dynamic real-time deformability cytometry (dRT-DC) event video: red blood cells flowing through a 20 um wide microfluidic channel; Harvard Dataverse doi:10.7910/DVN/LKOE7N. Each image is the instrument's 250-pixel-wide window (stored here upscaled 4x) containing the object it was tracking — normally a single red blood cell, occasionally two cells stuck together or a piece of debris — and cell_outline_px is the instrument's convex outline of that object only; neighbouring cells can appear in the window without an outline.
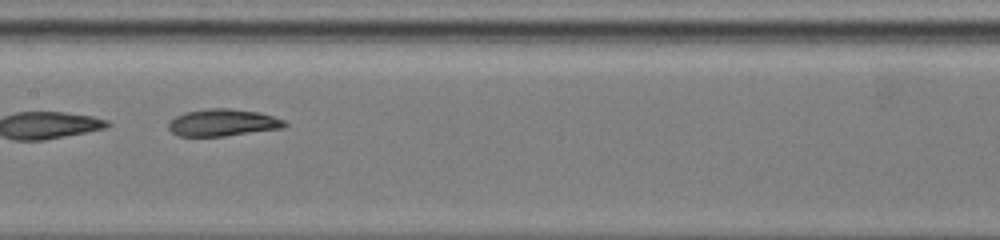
{"species": "common noctule bat (a hibernating species)", "species_latin": "Nyctalus noctula", "temperature_condition": "warm", "stored_images_in_passage": 15, "camera_frame_rate_fps": 3000, "um_per_image_px": 0.085, "animal": {"sex": "female", "body_mass_g": 19.5, "forearm_length_mm": 54.1}, "frame": {"image": 1, "passage_image": 7, "time_ms": 5.333, "image_size_px": [1000, 240], "cell_outline_px": [[288, 124], [284, 128], [224, 136], [180, 136], [172, 132], [168, 128], [168, 120], [184, 112], [208, 108], [228, 108], [256, 112], [272, 116], [284, 120]], "centroid_in_image_um": [18.91, 10.42], "position_along_channel_um": 188.5, "area_um2": 18.32}}